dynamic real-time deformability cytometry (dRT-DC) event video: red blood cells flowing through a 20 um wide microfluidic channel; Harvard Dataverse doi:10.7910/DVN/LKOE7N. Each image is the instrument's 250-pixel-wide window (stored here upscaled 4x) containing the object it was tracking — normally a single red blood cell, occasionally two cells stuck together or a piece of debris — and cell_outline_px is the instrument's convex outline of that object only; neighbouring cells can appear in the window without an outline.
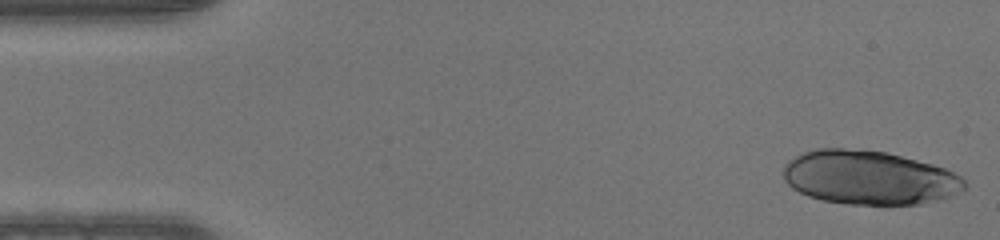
{"species": "human", "species_latin": "Homo sapiens", "temperature_condition": "warm", "stored_images_in_passage": 48, "segment_of_instrument_passage": [1, 2], "camera_frame_rate_fps": 3000, "um_per_image_px": 0.085, "donor": {"sex": "male"}, "frame": {"image": 1, "passage_image": 1, "time_ms": 0.0, "image_size_px": [1000, 240], "cell_outline_px": [[968, 184], [960, 192], [944, 200], [920, 204], [848, 204], [824, 200], [808, 196], [792, 188], [784, 180], [784, 164], [788, 160], [804, 152], [816, 148], [844, 148], [888, 152], [932, 164], [944, 168], [960, 176]], "centroid_in_image_um": [73.9, 15.1], "position_along_channel_um": 11.1, "area_um2": 57.16}}